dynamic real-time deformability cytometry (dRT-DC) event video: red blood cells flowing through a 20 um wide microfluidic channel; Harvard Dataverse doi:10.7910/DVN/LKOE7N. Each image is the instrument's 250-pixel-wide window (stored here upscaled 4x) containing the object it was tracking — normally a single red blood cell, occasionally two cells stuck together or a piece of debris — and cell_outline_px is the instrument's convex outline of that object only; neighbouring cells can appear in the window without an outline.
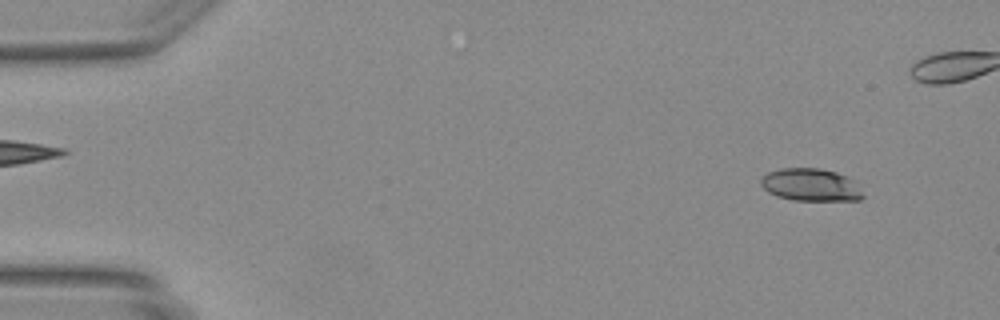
{"species": "Egyptian fruit bat (a non-hibernating species)", "species_latin": "Rousettus aegyptiacus", "temperature_condition": "warm", "stored_images_in_passage": 39, "camera_frame_rate_fps": 3000, "um_per_image_px": 0.085, "animal": {"sex": "female"}, "frame": {"image": 1, "passage_image": 1, "time_ms": 0.0, "image_size_px": [1000, 320], "cell_outline_px": [[864, 196], [860, 200], [792, 200], [776, 196], [768, 192], [760, 184], [760, 180], [768, 172], [780, 168], [820, 168], [836, 172], [856, 180]], "centroid_in_image_um": [68.93, 15.71], "position_along_channel_um": 16.1, "area_um2": 19.54}}
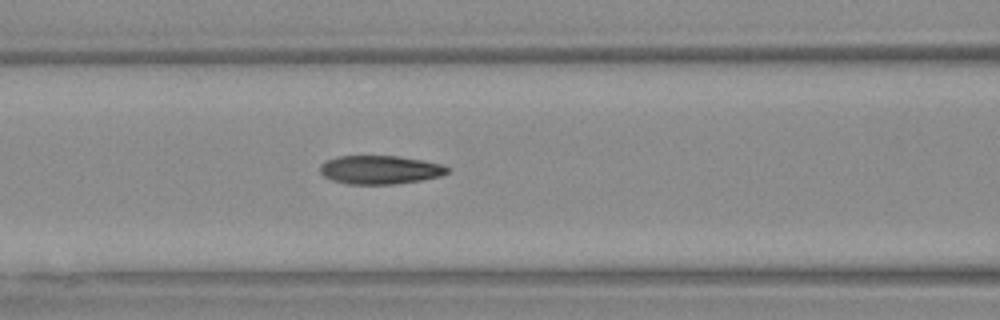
{"frame": {"image": 2, "passage_image": 17, "time_ms": 5.333, "image_size_px": [1000, 320], "cell_outline_px": [[448, 172], [440, 176], [420, 180], [396, 184], [348, 184], [332, 180], [324, 176], [320, 172], [320, 164], [328, 160], [340, 156], [396, 156], [424, 160], [440, 164], [448, 168]], "centroid_in_image_um": [32.28, 14.43], "position_along_channel_um": 134.3, "area_um2": 21.04}}
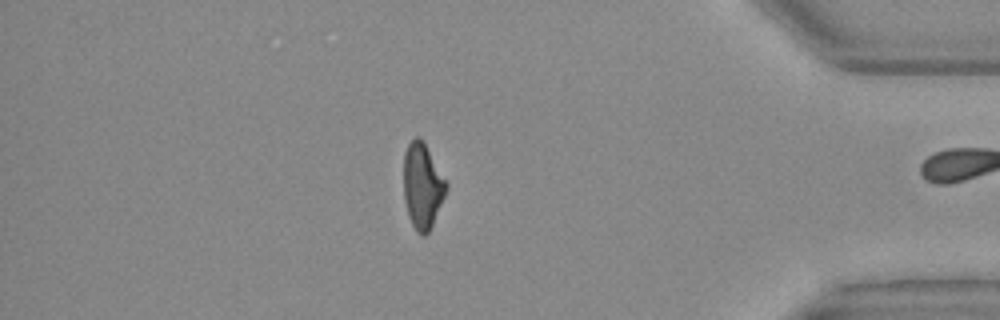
{"frame": {"image": 3, "passage_image": 38, "time_ms": 12.333, "image_size_px": [1000, 320], "cell_outline_px": [[448, 188], [432, 224], [428, 232], [424, 236], [420, 236], [416, 232], [408, 216], [404, 200], [404, 152], [408, 144], [416, 136], [424, 144], [448, 184]], "centroid_in_image_um": [35.89, 15.85], "position_along_channel_um": 399.3, "area_um2": 20.81}}